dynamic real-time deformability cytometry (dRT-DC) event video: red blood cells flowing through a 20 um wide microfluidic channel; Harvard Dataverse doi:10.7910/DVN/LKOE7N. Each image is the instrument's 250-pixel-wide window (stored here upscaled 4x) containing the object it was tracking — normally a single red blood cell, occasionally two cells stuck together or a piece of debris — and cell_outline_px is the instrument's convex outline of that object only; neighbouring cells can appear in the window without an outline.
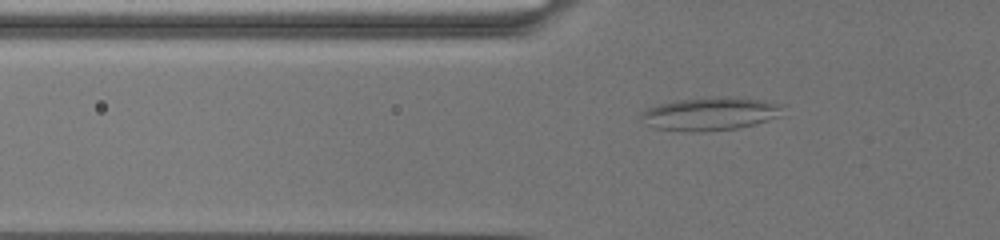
{"species": "common noctule bat (a hibernating species)", "species_latin": "Nyctalus noctula", "temperature_condition": "warm", "stored_images_in_passage": 43, "camera_frame_rate_fps": 3000, "um_per_image_px": 0.085, "animal": {"sex": "female", "body_mass_g": 19.5, "forearm_length_mm": 54.1}, "frame": {"image": 1, "passage_image": 5, "time_ms": 1.667, "image_size_px": [1000, 240], "cell_outline_px": [[784, 104], [780, 116], [768, 120], [736, 128], [692, 132], [652, 128], [640, 116], [640, 112], [648, 108], [660, 104], [684, 100], [760, 100]], "centroid_in_image_um": [60.33, 9.73], "position_along_channel_um": 65.5, "area_um2": 25.72}}
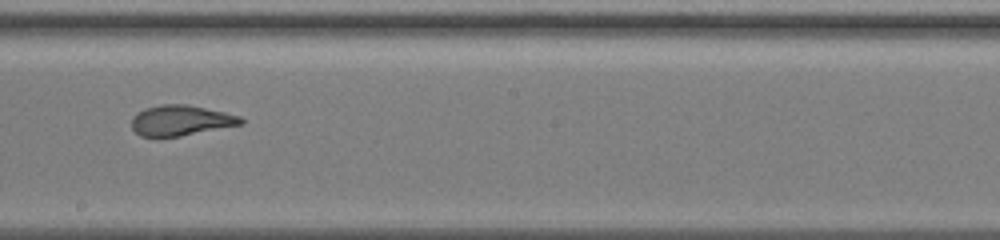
{"frame": {"image": 2, "passage_image": 19, "time_ms": 7.667, "image_size_px": [1000, 240], "cell_outline_px": [[244, 124], [180, 136], [156, 140], [140, 136], [132, 128], [132, 116], [136, 112], [144, 108], [160, 104], [188, 104], [224, 112], [240, 116], [244, 120]], "centroid_in_image_um": [15.31, 10.26], "position_along_channel_um": 232.9, "area_um2": 20.0}}
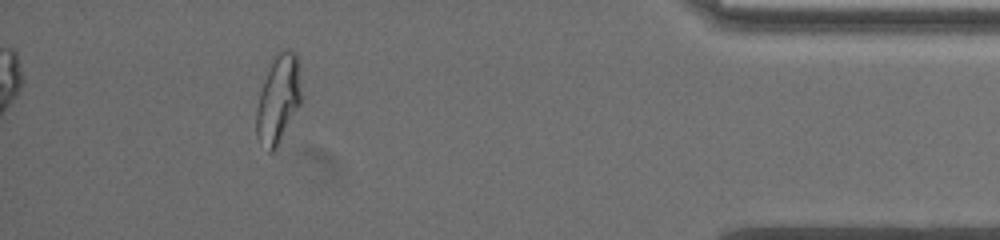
{"frame": {"image": 3, "passage_image": 38, "time_ms": 15.333, "image_size_px": [1000, 240], "cell_outline_px": [[300, 104], [276, 148], [272, 152], [268, 152], [256, 136], [256, 108], [260, 92], [264, 80], [276, 52], [284, 48], [288, 48], [296, 52], [300, 60]], "centroid_in_image_um": [23.66, 8.37], "position_along_channel_um": 411.5, "area_um2": 23.18}}